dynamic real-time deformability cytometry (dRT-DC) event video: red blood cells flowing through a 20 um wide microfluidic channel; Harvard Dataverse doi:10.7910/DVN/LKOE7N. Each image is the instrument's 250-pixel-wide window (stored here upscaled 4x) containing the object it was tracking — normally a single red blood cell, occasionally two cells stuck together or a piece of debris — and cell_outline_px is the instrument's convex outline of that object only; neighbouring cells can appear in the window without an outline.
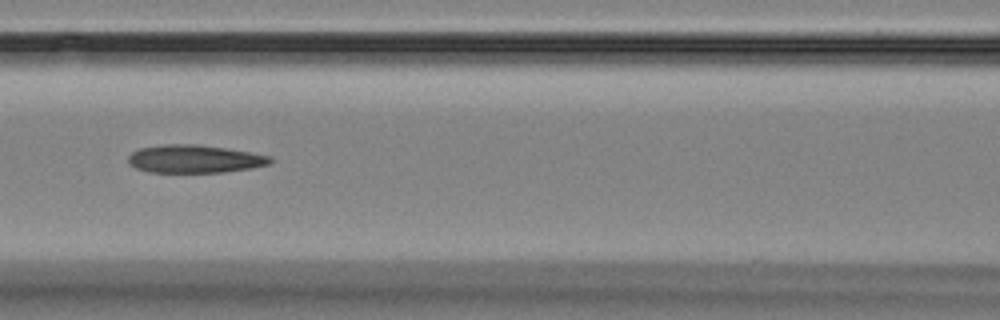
{"species": "Egyptian fruit bat (a non-hibernating species)", "species_latin": "Rousettus aegyptiacus", "temperature_condition": "room temperature", "stored_images_in_passage": 5, "camera_frame_rate_fps": 3000, "um_per_image_px": 0.085, "animal": {"sex": "female"}, "frame": {"image": 1, "passage_image": 5, "time_ms": 5.333, "image_size_px": [1000, 320], "cell_outline_px": [[272, 160], [268, 164], [252, 168], [224, 172], [148, 172], [136, 168], [128, 164], [128, 156], [132, 152], [140, 148], [164, 144], [200, 144], [252, 152], [272, 156]], "centroid_in_image_um": [16.53, 13.5], "position_along_channel_um": 150.1, "area_um2": 23.29}}